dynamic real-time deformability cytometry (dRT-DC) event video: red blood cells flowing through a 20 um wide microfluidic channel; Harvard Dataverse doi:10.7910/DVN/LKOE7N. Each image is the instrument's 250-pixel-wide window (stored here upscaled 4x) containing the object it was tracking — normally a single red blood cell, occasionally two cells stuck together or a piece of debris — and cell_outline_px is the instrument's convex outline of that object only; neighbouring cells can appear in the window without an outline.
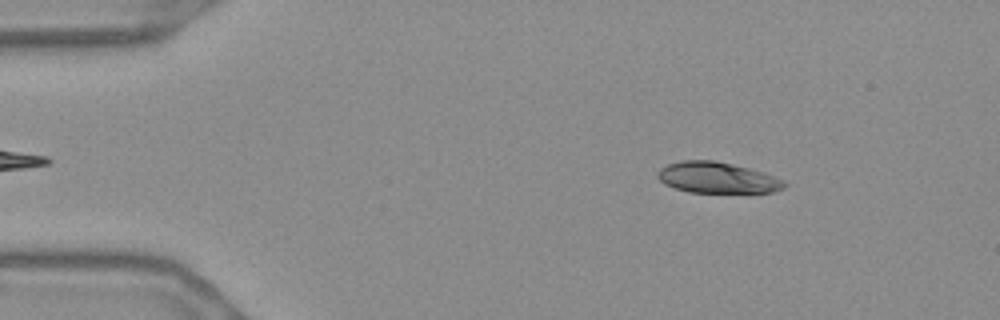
{"species": "Egyptian fruit bat (a non-hibernating species)", "species_latin": "Rousettus aegyptiacus", "temperature_condition": "warm", "stored_images_in_passage": 54, "camera_frame_rate_fps": 3000, "um_per_image_px": 0.085, "frame": {"image": 1, "passage_image": 7, "time_ms": 2.0, "image_size_px": [1000, 320], "cell_outline_px": [[788, 184], [784, 188], [772, 192], [688, 192], [664, 184], [656, 176], [656, 172], [660, 168], [668, 164], [684, 160], [712, 160], [732, 164], [748, 168], [784, 180]], "centroid_in_image_um": [60.93, 15.1], "position_along_channel_um": 24.1, "area_um2": 22.66}}
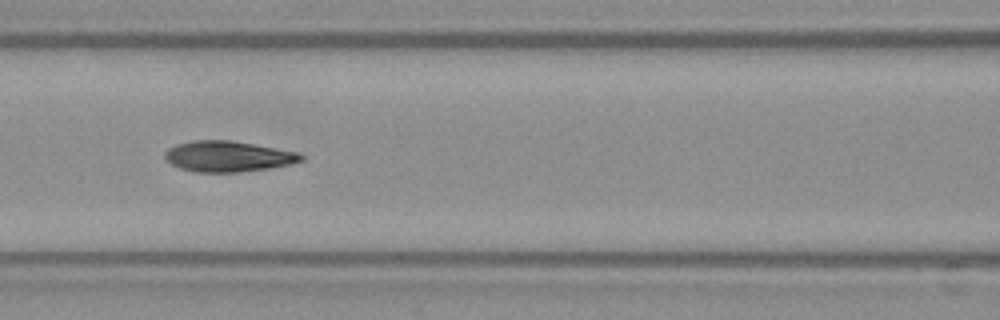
{"frame": {"image": 2, "passage_image": 23, "time_ms": 7.333, "image_size_px": [1000, 320], "cell_outline_px": [[304, 160], [292, 164], [268, 168], [236, 172], [196, 172], [180, 168], [164, 160], [164, 152], [168, 148], [176, 144], [192, 140], [232, 140], [300, 152], [304, 156]], "centroid_in_image_um": [19.38, 13.28], "position_along_channel_um": 147.2, "area_um2": 24.62}}
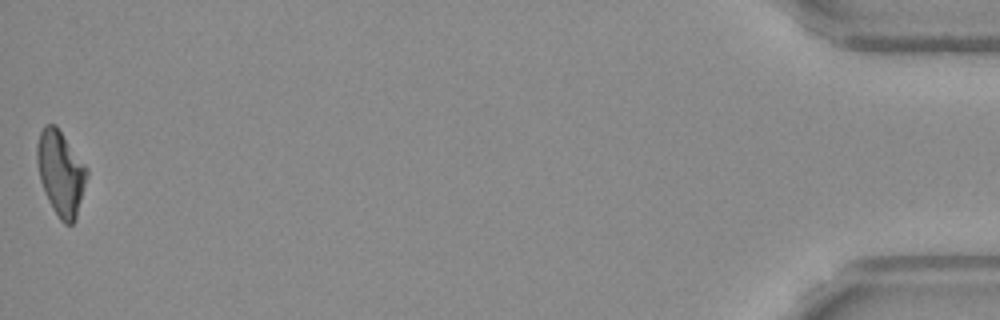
{"frame": {"image": 3, "passage_image": 54, "time_ms": 17.667, "image_size_px": [1000, 320], "cell_outline_px": [[88, 176], [76, 220], [72, 224], [64, 224], [60, 220], [52, 208], [44, 192], [40, 180], [36, 160], [36, 144], [40, 132], [44, 124], [56, 124], [88, 168]], "centroid_in_image_um": [5.16, 14.7], "position_along_channel_um": 430.0, "area_um2": 24.97}, "authors_computed_cell_mechanics": {"area_um2": 24.276, "velocity_mm_per_s": 3.6751, "shape_relaxation_time_tau1_ms": 7.4726, "shape_relaxation_time_tau2_ms": 3.0212, "deformation_change_tau1": 0.2279, "deformation_change_tau2": 0.0614}}